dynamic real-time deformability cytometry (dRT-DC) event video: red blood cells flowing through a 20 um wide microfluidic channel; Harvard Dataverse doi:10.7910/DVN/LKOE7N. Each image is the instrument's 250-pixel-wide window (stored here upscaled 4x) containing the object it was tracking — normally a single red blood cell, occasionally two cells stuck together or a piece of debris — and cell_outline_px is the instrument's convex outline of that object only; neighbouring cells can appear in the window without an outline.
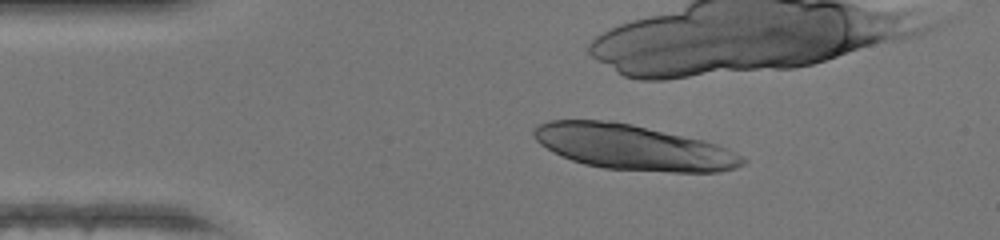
{"species": "human", "species_latin": "Homo sapiens", "temperature_condition": "warm", "stored_images_in_passage": 5, "camera_frame_rate_fps": 3000, "um_per_image_px": 0.085, "donor": {"sex": "female"}, "frame": {"image": 1, "passage_image": 1, "time_ms": 0.0, "image_size_px": [1000, 240], "cell_outline_px": [[748, 160], [744, 164], [736, 168], [720, 172], [672, 172], [604, 168], [584, 164], [560, 156], [540, 144], [532, 136], [532, 132], [540, 124], [548, 120], [612, 120], [632, 124], [704, 140], [728, 148]], "centroid_in_image_um": [53.83, 12.52], "position_along_channel_um": 31.2, "area_um2": 55.14}}